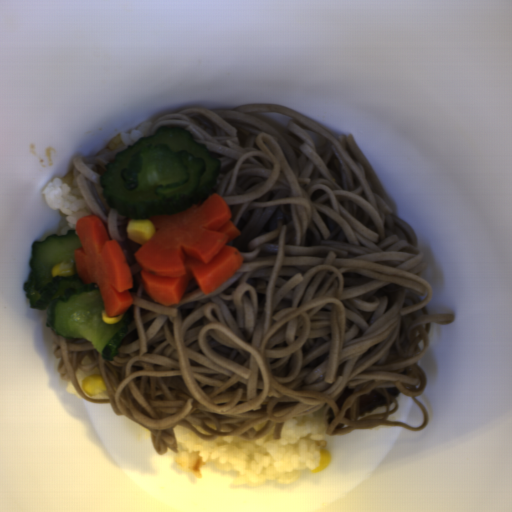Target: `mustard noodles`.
Masks as SVG:
<instances>
[{
  "instance_id": "1",
  "label": "mustard noodles",
  "mask_w": 512,
  "mask_h": 512,
  "mask_svg": "<svg viewBox=\"0 0 512 512\" xmlns=\"http://www.w3.org/2000/svg\"><path fill=\"white\" fill-rule=\"evenodd\" d=\"M271 111L293 119L285 128L259 115ZM164 126L186 129L220 159L211 195L229 208L239 235L227 245L242 254V266L210 294L193 278L177 305L155 303L134 256L143 245L127 236L131 218L102 194L103 170L131 145L76 156L81 196L127 260L134 315L112 360L85 338L51 329L60 378L82 400L110 404L143 427L160 456L178 453L176 426L206 441H256L275 426L279 440L283 423L322 409L328 435L423 430L427 407L416 397L427 379L419 361L432 324H452L455 316L429 313L434 292L419 240L353 135L337 136L272 103L167 113L144 138ZM96 366L109 400H91L77 385V369ZM346 387L353 392L340 410ZM386 388L413 397L421 426L386 418L398 409ZM373 390L387 405L358 420L357 399ZM349 408L351 418H342Z\"/></svg>"
}]
</instances>
